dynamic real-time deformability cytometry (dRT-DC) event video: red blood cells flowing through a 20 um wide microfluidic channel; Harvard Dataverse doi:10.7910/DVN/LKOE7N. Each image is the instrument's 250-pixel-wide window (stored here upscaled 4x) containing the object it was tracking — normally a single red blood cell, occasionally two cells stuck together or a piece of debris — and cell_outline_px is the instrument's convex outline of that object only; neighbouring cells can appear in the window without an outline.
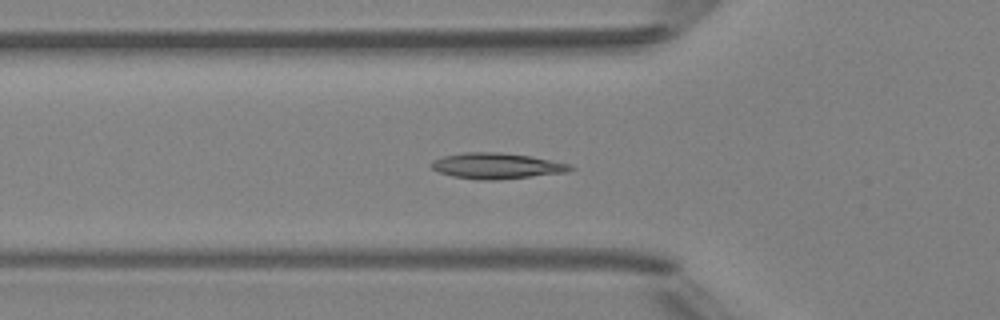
{"species": "Egyptian fruit bat (a non-hibernating species)", "species_latin": "Rousettus aegyptiacus", "temperature_condition": "room temperature", "stored_images_in_passage": 37, "camera_frame_rate_fps": 3000, "um_per_image_px": 0.085, "animal": {"sex": "female"}, "frame": {"image": 1, "passage_image": 5, "time_ms": 1.333, "image_size_px": [1000, 320], "cell_outline_px": [[576, 168], [568, 172], [496, 180], [480, 180], [452, 176], [440, 172], [432, 168], [428, 164], [432, 160], [444, 156], [464, 152], [500, 152], [532, 156], [572, 164]], "centroid_in_image_um": [42.24, 14.09], "position_along_channel_um": 83.6, "area_um2": 21.1}}
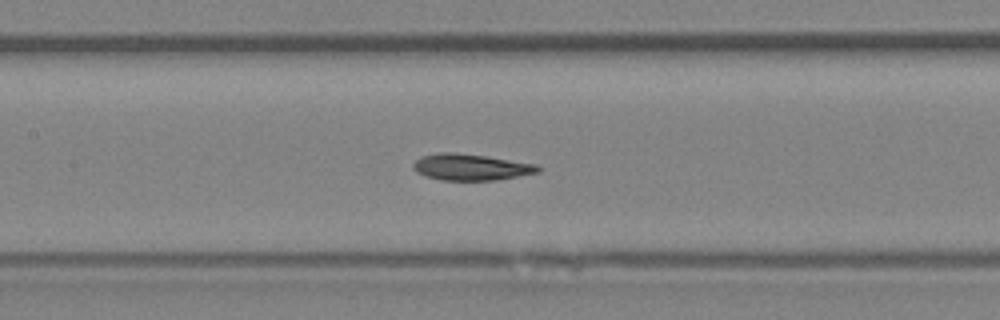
{"frame": {"image": 2, "passage_image": 11, "time_ms": 3.333, "image_size_px": [1000, 320], "cell_outline_px": [[540, 172], [496, 180], [440, 180], [416, 172], [412, 168], [412, 164], [420, 156], [440, 152], [452, 152], [484, 156], [536, 164], [540, 168]], "centroid_in_image_um": [39.99, 14.2], "position_along_channel_um": 167.4, "area_um2": 19.02}}
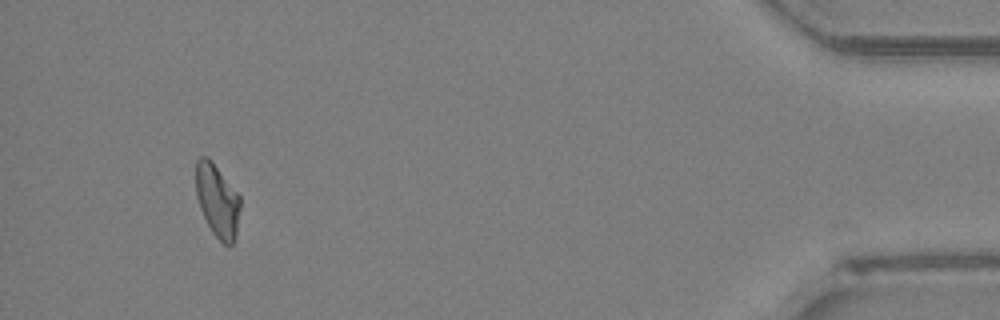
{"frame": {"image": 3, "passage_image": 34, "time_ms": 11.0, "image_size_px": [1000, 320], "cell_outline_px": [[240, 208], [236, 236], [232, 244], [224, 244], [212, 232], [200, 208], [196, 196], [196, 160], [200, 156], [208, 156], [212, 160], [240, 196]], "centroid_in_image_um": [18.47, 17.01], "position_along_channel_um": 416.7, "area_um2": 18.84}, "authors_computed_cell_mechanics": {"area_um2": 19.3052, "velocity_mm_per_s": 4.2007, "shape_relaxation_time_tau1_ms": 9.187, "shape_relaxation_time_tau2_ms": 3.6116, "deformation_change_tau1": 0.1827, "deformation_change_tau2": 0.0875}}